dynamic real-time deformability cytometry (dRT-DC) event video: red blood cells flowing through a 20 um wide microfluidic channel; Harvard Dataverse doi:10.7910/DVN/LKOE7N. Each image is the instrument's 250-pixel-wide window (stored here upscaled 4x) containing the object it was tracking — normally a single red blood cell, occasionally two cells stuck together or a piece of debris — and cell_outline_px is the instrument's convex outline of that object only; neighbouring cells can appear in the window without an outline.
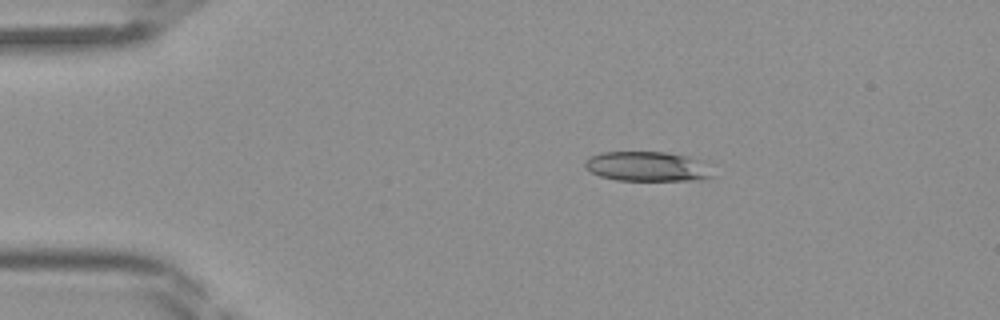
{"species": "Egyptian fruit bat (a non-hibernating species)", "species_latin": "Rousettus aegyptiacus", "temperature_condition": "room temperature", "stored_images_in_passage": 40, "camera_frame_rate_fps": 3000, "um_per_image_px": 0.085, "frame": {"image": 1, "passage_image": 4, "time_ms": 1.0, "image_size_px": [1000, 320], "cell_outline_px": [[716, 176], [700, 180], [616, 180], [600, 176], [592, 172], [584, 164], [584, 160], [600, 152], [664, 152], [688, 156], [708, 160]], "centroid_in_image_um": [55.16, 14.14], "position_along_channel_um": 29.8, "area_um2": 22.6}}
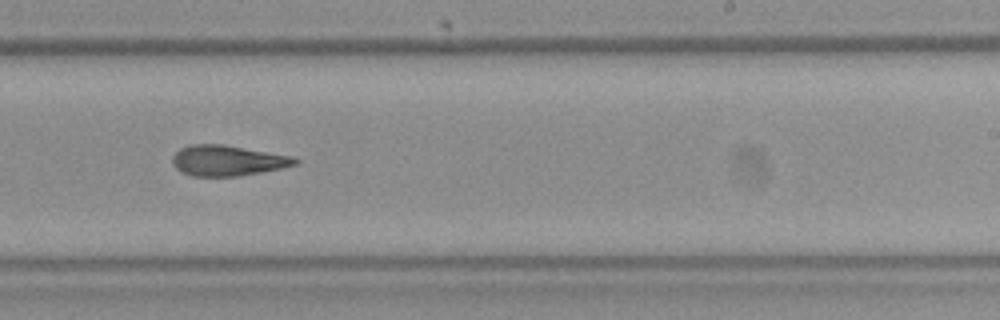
{"frame": {"image": 2, "passage_image": 23, "time_ms": 7.333, "image_size_px": [1000, 320], "cell_outline_px": [[300, 160], [296, 164], [280, 168], [260, 172], [236, 176], [192, 176], [176, 168], [172, 164], [172, 156], [180, 148], [188, 144], [224, 144], [292, 156]], "centroid_in_image_um": [19.31, 13.63], "position_along_channel_um": 269.7, "area_um2": 21.73}}
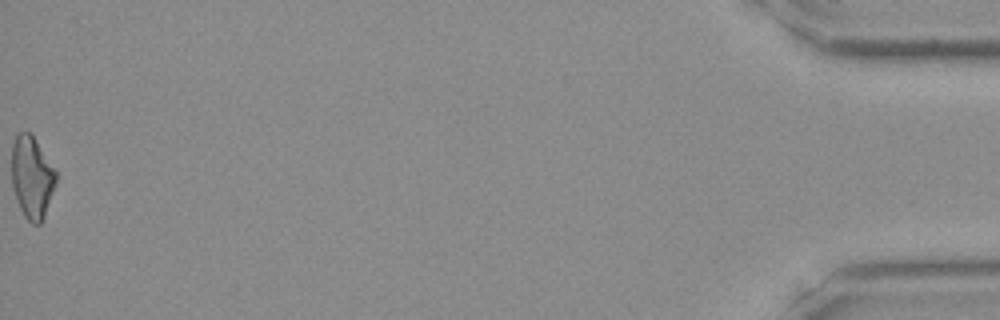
{"frame": {"image": 3, "passage_image": 40, "time_ms": 13.0, "image_size_px": [1000, 320], "cell_outline_px": [[60, 176], [44, 216], [40, 224], [32, 224], [24, 216], [16, 200], [12, 188], [12, 144], [16, 136], [20, 132], [28, 132], [32, 136]], "centroid_in_image_um": [2.73, 15.11], "position_along_channel_um": 432.5, "area_um2": 21.33}}